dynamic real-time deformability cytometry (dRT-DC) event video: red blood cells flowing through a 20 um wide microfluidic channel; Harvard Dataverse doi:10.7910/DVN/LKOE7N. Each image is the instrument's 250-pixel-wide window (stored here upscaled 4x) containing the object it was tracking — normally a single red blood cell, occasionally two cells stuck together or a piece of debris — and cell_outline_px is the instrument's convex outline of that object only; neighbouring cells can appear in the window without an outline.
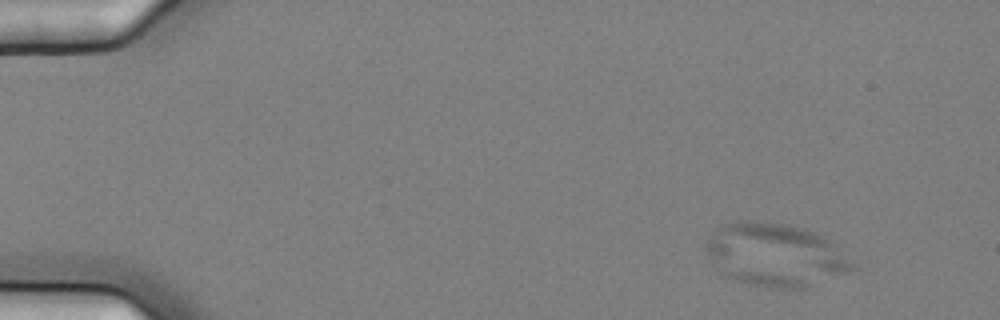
{"species": "common noctule bat (a hibernating species)", "species_latin": "Nyctalus noctula", "temperature_condition": "cold", "stored_images_in_passage": 7, "camera_frame_rate_fps": 3000, "um_per_image_px": 0.085, "animal": {"sex": "female", "body_mass_g": 25.1}, "frame": {"image": 1, "passage_image": 1, "time_ms": 0.0, "image_size_px": [1000, 320], "cell_outline_px": [[856, 268], [812, 288], [768, 288], [748, 284], [736, 280], [728, 276], [708, 256], [704, 248], [704, 244], [716, 228], [720, 224], [740, 220], [752, 220], [784, 224], [804, 228], [824, 236]], "centroid_in_image_um": [65.87, 21.66], "position_along_channel_um": 19.1, "area_um2": 53.58}}